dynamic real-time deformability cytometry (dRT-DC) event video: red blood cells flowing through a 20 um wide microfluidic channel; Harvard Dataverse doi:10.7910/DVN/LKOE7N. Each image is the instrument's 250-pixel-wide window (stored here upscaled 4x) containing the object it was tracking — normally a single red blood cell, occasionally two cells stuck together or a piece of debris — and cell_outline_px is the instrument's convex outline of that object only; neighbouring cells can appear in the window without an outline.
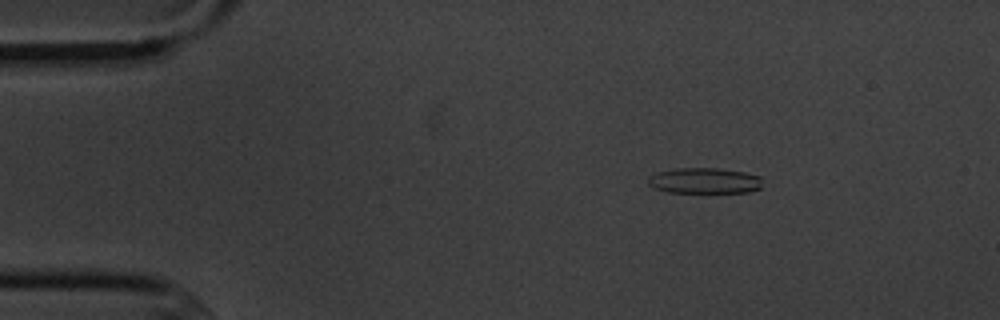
{"species": "common noctule bat (a hibernating species)", "species_latin": "Nyctalus noctula", "temperature_condition": "cold", "stored_images_in_passage": 3, "camera_frame_rate_fps": 3000, "um_per_image_px": 0.085, "animal": {"sex": "male", "body_mass_g": 20.1, "forearm_length_mm": 53.5}, "frame": {"image": 1, "passage_image": 1, "time_ms": 0.0, "image_size_px": [1000, 320], "cell_outline_px": [[760, 188], [748, 192], [668, 192], [652, 188], [648, 184], [648, 176], [656, 172], [676, 168], [720, 168], [744, 172], [760, 176]], "centroid_in_image_um": [59.82, 15.35], "position_along_channel_um": 25.2, "area_um2": 17.17}}